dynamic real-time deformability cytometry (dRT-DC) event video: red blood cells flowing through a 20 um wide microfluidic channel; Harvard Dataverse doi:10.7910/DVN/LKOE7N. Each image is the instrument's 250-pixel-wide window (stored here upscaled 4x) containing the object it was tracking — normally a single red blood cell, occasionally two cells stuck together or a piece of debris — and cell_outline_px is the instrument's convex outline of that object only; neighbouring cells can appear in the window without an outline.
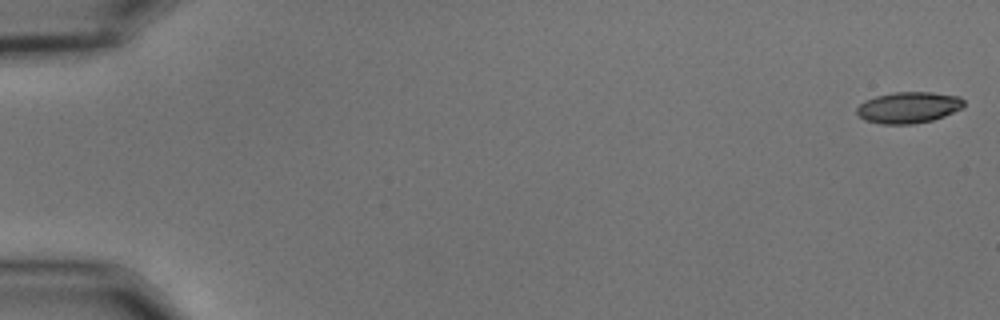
{"species": "common noctule bat (a hibernating species)", "species_latin": "Nyctalus noctula", "temperature_condition": "cold", "stored_images_in_passage": 9, "camera_frame_rate_fps": 3000, "um_per_image_px": 0.085, "animal": {"sex": "male", "body_mass_g": 15.6}, "frame": {"image": 1, "passage_image": 1, "time_ms": 0.0, "image_size_px": [1000, 320], "cell_outline_px": [[964, 108], [944, 116], [932, 120], [912, 124], [880, 124], [864, 120], [856, 112], [856, 108], [864, 100], [876, 96], [896, 92], [932, 92], [960, 96], [964, 100]], "centroid_in_image_um": [77.24, 9.13], "position_along_channel_um": 7.8, "area_um2": 19.65}}